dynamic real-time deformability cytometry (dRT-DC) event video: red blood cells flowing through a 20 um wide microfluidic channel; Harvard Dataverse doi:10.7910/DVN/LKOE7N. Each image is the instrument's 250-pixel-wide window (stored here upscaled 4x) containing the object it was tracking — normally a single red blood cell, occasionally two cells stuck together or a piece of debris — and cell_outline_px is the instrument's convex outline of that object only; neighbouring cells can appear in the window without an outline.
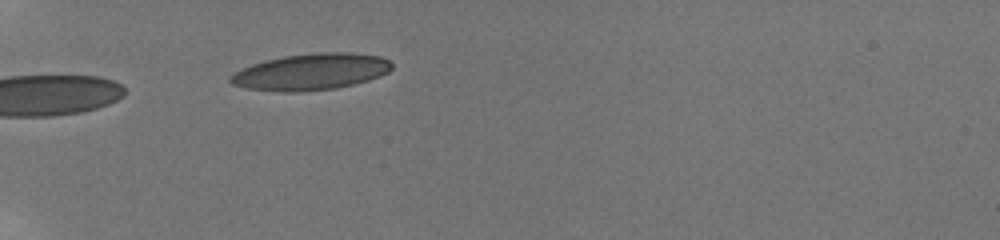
{"species": "human", "species_latin": "Homo sapiens", "temperature_condition": "room temperature", "stored_images_in_passage": 8, "camera_frame_rate_fps": 3000, "um_per_image_px": 0.085, "donor": {"sex": "male"}, "frame": {"image": 1, "passage_image": 6, "time_ms": 4.667, "image_size_px": [1000, 240], "cell_outline_px": [[392, 68], [388, 72], [380, 76], [368, 80], [336, 88], [296, 92], [284, 92], [248, 88], [232, 84], [228, 80], [228, 76], [240, 68], [264, 60], [284, 56], [316, 52], [348, 52], [380, 56], [388, 60], [392, 64]], "centroid_in_image_um": [26.4, 6.09], "position_along_channel_um": 58.6, "area_um2": 34.33}}